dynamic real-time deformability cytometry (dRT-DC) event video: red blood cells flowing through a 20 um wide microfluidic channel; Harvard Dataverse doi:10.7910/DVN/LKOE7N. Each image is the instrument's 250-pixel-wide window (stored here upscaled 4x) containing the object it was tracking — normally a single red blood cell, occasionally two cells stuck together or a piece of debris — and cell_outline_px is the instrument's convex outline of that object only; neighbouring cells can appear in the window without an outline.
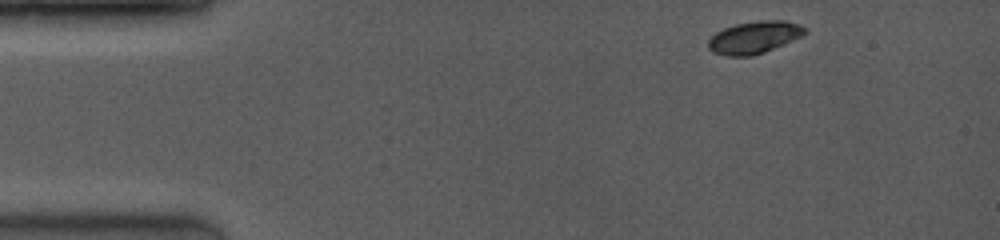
{"species": "common noctule bat (a hibernating species)", "species_latin": "Nyctalus noctula", "temperature_condition": "room temperature", "stored_images_in_passage": 8, "camera_frame_rate_fps": 4000, "um_per_image_px": 0.085, "animal": {"sex": "female", "body_mass_g": 19.0, "forearm_length_mm": 53.3}, "frame": {"image": 1, "passage_image": 1, "time_ms": 0.0, "image_size_px": [1000, 240], "cell_outline_px": [[808, 32], [804, 36], [764, 52], [752, 56], [724, 56], [712, 52], [708, 48], [708, 40], [716, 32], [724, 28], [736, 24], [760, 20], [784, 20], [800, 24], [808, 28]], "centroid_in_image_um": [64.15, 3.17], "position_along_channel_um": 20.8, "area_um2": 18.44}}
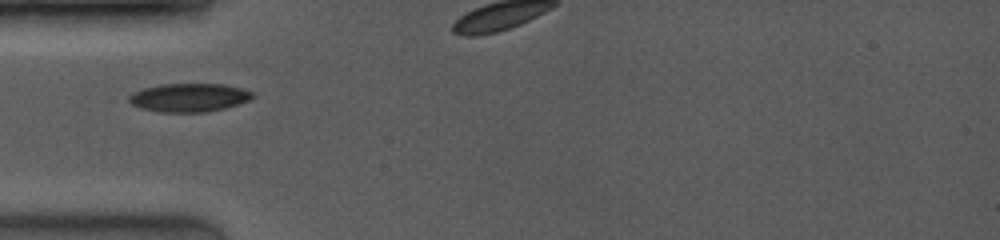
{"frame": {"image": 2, "passage_image": 4, "time_ms": 0.75, "image_size_px": [1000, 240], "cell_outline_px": [[256, 96], [252, 100], [224, 108], [208, 112], [160, 112], [140, 108], [132, 104], [128, 100], [128, 96], [132, 92], [144, 88], [160, 84], [224, 84], [244, 88], [256, 92]], "centroid_in_image_um": [16.13, 8.29], "position_along_channel_um": 68.9, "area_um2": 20.87}}